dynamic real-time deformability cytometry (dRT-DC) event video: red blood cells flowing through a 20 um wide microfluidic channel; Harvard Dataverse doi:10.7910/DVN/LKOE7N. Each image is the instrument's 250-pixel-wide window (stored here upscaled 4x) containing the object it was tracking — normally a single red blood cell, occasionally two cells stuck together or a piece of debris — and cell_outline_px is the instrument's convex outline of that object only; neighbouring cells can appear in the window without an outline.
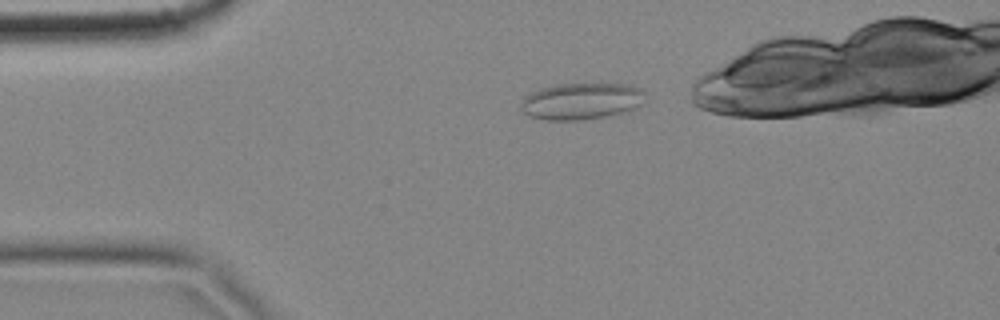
{"species": "common noctule bat (a hibernating species)", "species_latin": "Nyctalus noctula", "temperature_condition": "cold", "stored_images_in_passage": 11, "camera_frame_rate_fps": 3000, "um_per_image_px": 0.085, "animal": {"sex": "female", "body_mass_g": 18.4}, "frame": {"image": 1, "passage_image": 1, "time_ms": 0.0, "image_size_px": [1000, 320], "cell_outline_px": [[644, 104], [636, 108], [604, 116], [580, 120], [544, 120], [528, 116], [520, 108], [520, 100], [524, 96], [540, 88], [556, 84], [632, 84], [640, 88], [644, 92]], "centroid_in_image_um": [49.39, 8.59], "position_along_channel_um": 35.6, "area_um2": 26.7}}
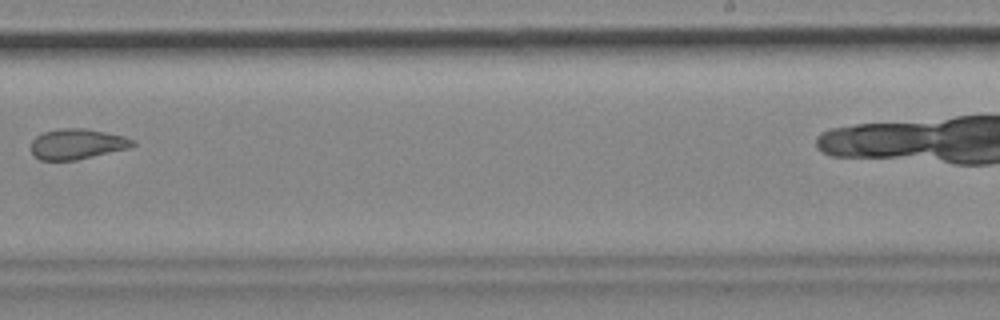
{"frame": {"image": 2, "passage_image": 7, "time_ms": 2.0, "image_size_px": [1000, 320], "cell_outline_px": [[136, 144], [128, 148], [76, 160], [40, 160], [28, 148], [32, 140], [36, 136], [44, 132], [60, 128], [84, 128], [124, 136], [136, 140]], "centroid_in_image_um": [6.53, 12.24], "position_along_channel_um": 282.5, "area_um2": 18.03}}
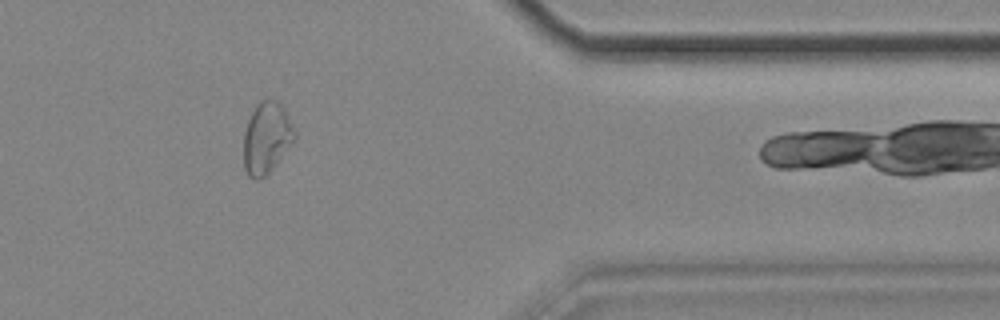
{"frame": {"image": 3, "passage_image": 10, "time_ms": 3.0, "image_size_px": [1000, 320], "cell_outline_px": [[296, 136], [268, 172], [260, 180], [256, 180], [248, 176], [244, 168], [244, 132], [248, 120], [256, 104], [260, 100], [276, 100], [284, 108], [296, 128]], "centroid_in_image_um": [22.65, 11.69], "position_along_channel_um": 388.8, "area_um2": 20.92}}